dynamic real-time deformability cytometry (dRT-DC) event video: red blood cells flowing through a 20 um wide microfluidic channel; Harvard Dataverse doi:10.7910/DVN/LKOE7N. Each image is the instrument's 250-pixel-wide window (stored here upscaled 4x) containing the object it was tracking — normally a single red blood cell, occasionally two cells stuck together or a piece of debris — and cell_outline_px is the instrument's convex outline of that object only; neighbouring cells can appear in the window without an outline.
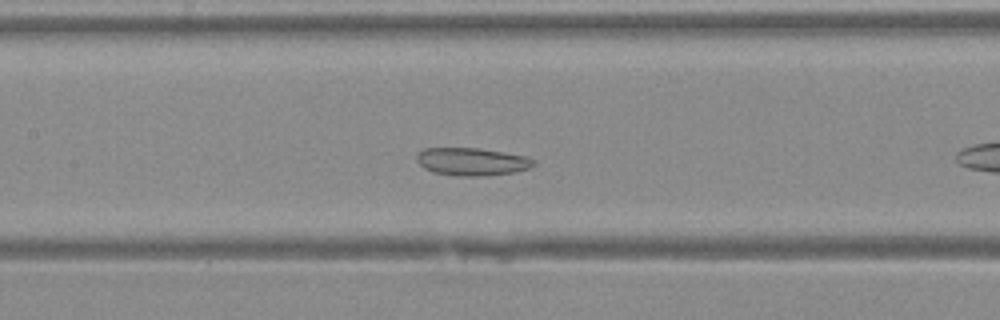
{"species": "Egyptian fruit bat (a non-hibernating species)", "species_latin": "Rousettus aegyptiacus", "temperature_condition": "warm", "stored_images_in_passage": 29, "camera_frame_rate_fps": 3000, "um_per_image_px": 0.085, "animal": {"sex": "female"}, "frame": {"image": 1, "passage_image": 9, "time_ms": 2.667, "image_size_px": [1000, 320], "cell_outline_px": [[536, 164], [532, 168], [516, 172], [480, 176], [460, 176], [432, 172], [424, 168], [416, 160], [416, 156], [424, 148], [476, 148], [504, 152], [528, 156], [536, 160]], "centroid_in_image_um": [40.17, 13.74], "position_along_channel_um": 167.2, "area_um2": 19.07}}
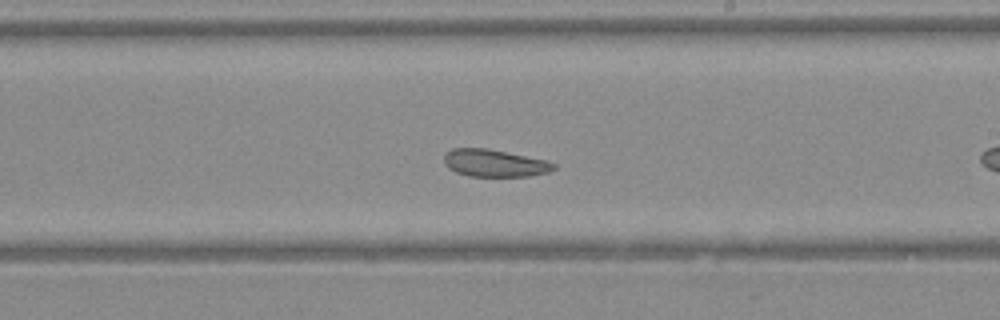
{"frame": {"image": 2, "passage_image": 14, "time_ms": 4.333, "image_size_px": [1000, 320], "cell_outline_px": [[556, 168], [548, 172], [528, 176], [468, 176], [456, 172], [448, 168], [444, 164], [444, 156], [452, 148], [488, 148], [544, 160], [556, 164]], "centroid_in_image_um": [42.01, 13.86], "position_along_channel_um": 247.0, "area_um2": 17.34}}
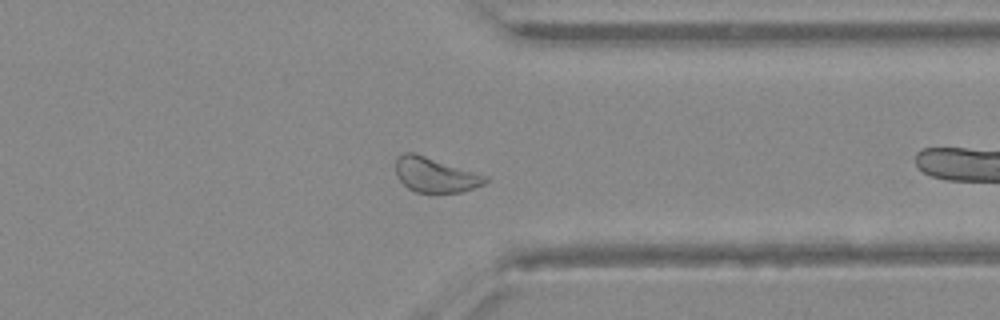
{"frame": {"image": 3, "passage_image": 22, "time_ms": 7.0, "image_size_px": [1000, 320], "cell_outline_px": [[488, 180], [484, 184], [460, 192], [416, 192], [408, 188], [400, 180], [396, 172], [396, 156], [404, 152], [416, 152], [488, 176]], "centroid_in_image_um": [36.98, 14.83], "position_along_channel_um": 374.4, "area_um2": 18.21}}